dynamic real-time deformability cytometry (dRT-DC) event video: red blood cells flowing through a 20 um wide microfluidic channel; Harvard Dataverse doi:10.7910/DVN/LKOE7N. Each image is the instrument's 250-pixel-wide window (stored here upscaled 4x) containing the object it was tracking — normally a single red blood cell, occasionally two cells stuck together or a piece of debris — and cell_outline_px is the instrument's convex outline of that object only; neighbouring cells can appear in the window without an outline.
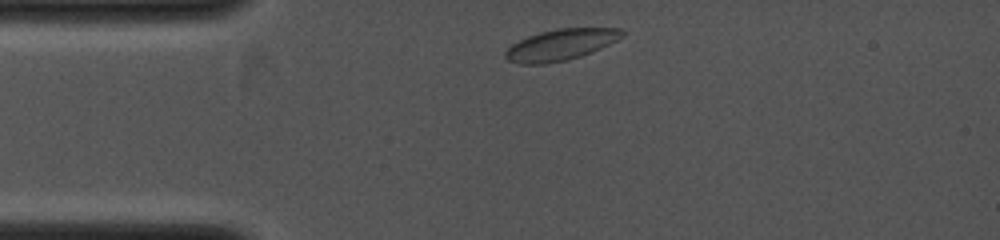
{"species": "common noctule bat (a hibernating species)", "species_latin": "Nyctalus noctula", "temperature_condition": "cold", "stored_images_in_passage": 5, "camera_frame_rate_fps": 4000, "um_per_image_px": 0.085, "animal": {"sex": "female", "body_mass_g": 19.0, "forearm_length_mm": 53.3}, "frame": {"image": 1, "passage_image": 1, "time_ms": 0.0, "image_size_px": [1000, 240], "cell_outline_px": [[624, 36], [600, 48], [580, 56], [564, 60], [544, 64], [520, 64], [508, 60], [504, 56], [504, 52], [512, 44], [528, 36], [540, 32], [556, 28], [624, 28]], "centroid_in_image_um": [47.65, 3.79], "position_along_channel_um": 37.4, "area_um2": 21.04}}
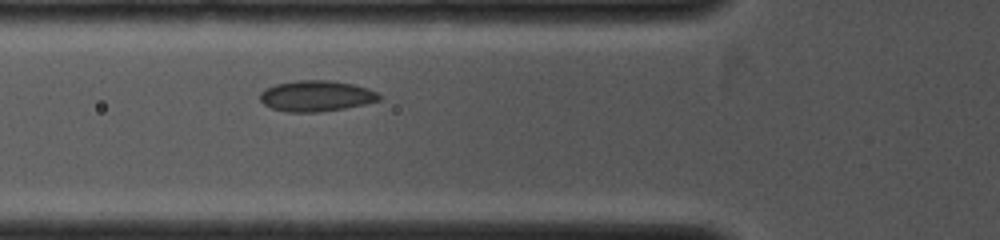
{"frame": {"image": 2, "passage_image": 5, "time_ms": 1.75, "image_size_px": [1000, 240], "cell_outline_px": [[380, 100], [364, 104], [344, 108], [320, 112], [284, 112], [272, 108], [264, 104], [260, 100], [260, 92], [276, 84], [296, 80], [328, 80], [352, 84], [368, 88], [376, 92], [380, 96]], "centroid_in_image_um": [26.86, 8.16], "position_along_channel_um": 98.9, "area_um2": 21.33}}